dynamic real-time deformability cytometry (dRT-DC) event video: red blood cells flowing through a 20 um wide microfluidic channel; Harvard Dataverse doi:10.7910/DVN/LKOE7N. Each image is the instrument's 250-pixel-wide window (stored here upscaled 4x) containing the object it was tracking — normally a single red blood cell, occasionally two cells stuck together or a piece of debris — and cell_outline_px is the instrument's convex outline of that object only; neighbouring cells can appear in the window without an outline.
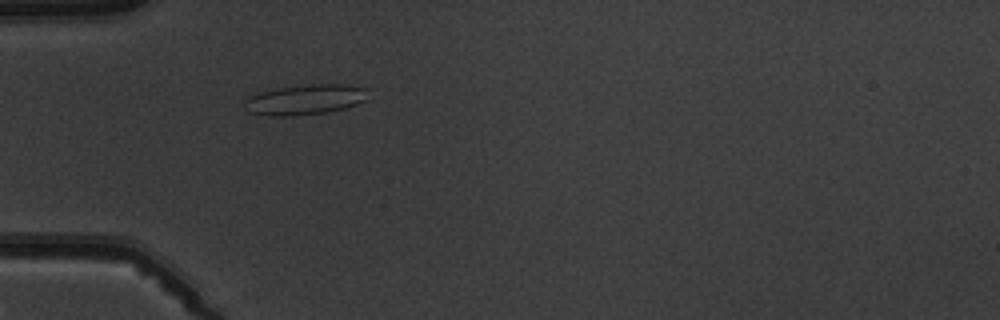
{"species": "common noctule bat (a hibernating species)", "species_latin": "Nyctalus noctula", "temperature_condition": "warm", "stored_images_in_passage": 5, "camera_frame_rate_fps": 3000, "um_per_image_px": 0.085, "animal": {"sex": "male", "body_mass_g": 19.5, "forearm_length_mm": 54.6}, "frame": {"image": 1, "passage_image": 5, "time_ms": 4.333, "image_size_px": [1000, 320], "cell_outline_px": [[368, 100], [344, 108], [324, 112], [292, 116], [268, 116], [248, 112], [244, 100], [248, 96], [256, 92], [280, 88], [312, 84], [344, 84], [368, 88]], "centroid_in_image_um": [25.94, 8.46], "position_along_channel_um": 59.1, "area_um2": 21.85}}